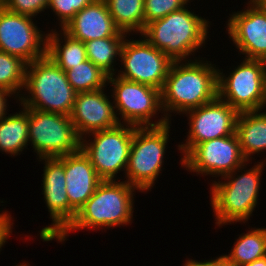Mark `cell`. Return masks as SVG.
Segmentation results:
<instances>
[{
    "label": "cell",
    "instance_id": "cell-35",
    "mask_svg": "<svg viewBox=\"0 0 266 266\" xmlns=\"http://www.w3.org/2000/svg\"><path fill=\"white\" fill-rule=\"evenodd\" d=\"M264 89H263V102H262V111L266 112V72L264 75Z\"/></svg>",
    "mask_w": 266,
    "mask_h": 266
},
{
    "label": "cell",
    "instance_id": "cell-8",
    "mask_svg": "<svg viewBox=\"0 0 266 266\" xmlns=\"http://www.w3.org/2000/svg\"><path fill=\"white\" fill-rule=\"evenodd\" d=\"M135 128L133 125L119 124L81 138L80 148L103 180H122L117 174L126 173Z\"/></svg>",
    "mask_w": 266,
    "mask_h": 266
},
{
    "label": "cell",
    "instance_id": "cell-20",
    "mask_svg": "<svg viewBox=\"0 0 266 266\" xmlns=\"http://www.w3.org/2000/svg\"><path fill=\"white\" fill-rule=\"evenodd\" d=\"M235 132L242 154L248 162H252L254 154L266 151V112L262 110L240 112Z\"/></svg>",
    "mask_w": 266,
    "mask_h": 266
},
{
    "label": "cell",
    "instance_id": "cell-10",
    "mask_svg": "<svg viewBox=\"0 0 266 266\" xmlns=\"http://www.w3.org/2000/svg\"><path fill=\"white\" fill-rule=\"evenodd\" d=\"M232 67L228 74L218 67V97L238 113L261 110L266 61L242 58L239 65Z\"/></svg>",
    "mask_w": 266,
    "mask_h": 266
},
{
    "label": "cell",
    "instance_id": "cell-38",
    "mask_svg": "<svg viewBox=\"0 0 266 266\" xmlns=\"http://www.w3.org/2000/svg\"><path fill=\"white\" fill-rule=\"evenodd\" d=\"M5 0H0V5H3Z\"/></svg>",
    "mask_w": 266,
    "mask_h": 266
},
{
    "label": "cell",
    "instance_id": "cell-11",
    "mask_svg": "<svg viewBox=\"0 0 266 266\" xmlns=\"http://www.w3.org/2000/svg\"><path fill=\"white\" fill-rule=\"evenodd\" d=\"M129 36H126L122 44L119 61L121 67L115 75L161 90L173 61L141 34L135 40Z\"/></svg>",
    "mask_w": 266,
    "mask_h": 266
},
{
    "label": "cell",
    "instance_id": "cell-1",
    "mask_svg": "<svg viewBox=\"0 0 266 266\" xmlns=\"http://www.w3.org/2000/svg\"><path fill=\"white\" fill-rule=\"evenodd\" d=\"M216 66L200 55L194 60L172 62L161 89V104L169 122L172 115L183 116L218 96Z\"/></svg>",
    "mask_w": 266,
    "mask_h": 266
},
{
    "label": "cell",
    "instance_id": "cell-23",
    "mask_svg": "<svg viewBox=\"0 0 266 266\" xmlns=\"http://www.w3.org/2000/svg\"><path fill=\"white\" fill-rule=\"evenodd\" d=\"M28 108L8 114L0 120V152L12 158L21 155L29 145Z\"/></svg>",
    "mask_w": 266,
    "mask_h": 266
},
{
    "label": "cell",
    "instance_id": "cell-14",
    "mask_svg": "<svg viewBox=\"0 0 266 266\" xmlns=\"http://www.w3.org/2000/svg\"><path fill=\"white\" fill-rule=\"evenodd\" d=\"M248 162L236 132L195 145L183 158L182 168L194 175L221 178ZM196 173V174H195Z\"/></svg>",
    "mask_w": 266,
    "mask_h": 266
},
{
    "label": "cell",
    "instance_id": "cell-7",
    "mask_svg": "<svg viewBox=\"0 0 266 266\" xmlns=\"http://www.w3.org/2000/svg\"><path fill=\"white\" fill-rule=\"evenodd\" d=\"M109 85L112 87L110 96L120 124L146 127L169 122L162 108L161 90L116 75L108 76L107 86ZM155 118L158 120L155 121Z\"/></svg>",
    "mask_w": 266,
    "mask_h": 266
},
{
    "label": "cell",
    "instance_id": "cell-3",
    "mask_svg": "<svg viewBox=\"0 0 266 266\" xmlns=\"http://www.w3.org/2000/svg\"><path fill=\"white\" fill-rule=\"evenodd\" d=\"M264 159L255 161L250 169L247 167L250 163L252 165V162H246L220 179L212 178L211 184L209 183L211 198L209 201L214 212L215 227L221 228L223 225L237 224V222L241 225L247 224L253 211L255 212L259 191L262 189L261 176L266 165Z\"/></svg>",
    "mask_w": 266,
    "mask_h": 266
},
{
    "label": "cell",
    "instance_id": "cell-32",
    "mask_svg": "<svg viewBox=\"0 0 266 266\" xmlns=\"http://www.w3.org/2000/svg\"><path fill=\"white\" fill-rule=\"evenodd\" d=\"M8 98H12L13 100H16V103H18V98L13 93L0 88V120L9 114L7 112L9 110Z\"/></svg>",
    "mask_w": 266,
    "mask_h": 266
},
{
    "label": "cell",
    "instance_id": "cell-19",
    "mask_svg": "<svg viewBox=\"0 0 266 266\" xmlns=\"http://www.w3.org/2000/svg\"><path fill=\"white\" fill-rule=\"evenodd\" d=\"M64 171L69 204L78 212L103 179L81 148L75 153L64 155Z\"/></svg>",
    "mask_w": 266,
    "mask_h": 266
},
{
    "label": "cell",
    "instance_id": "cell-9",
    "mask_svg": "<svg viewBox=\"0 0 266 266\" xmlns=\"http://www.w3.org/2000/svg\"><path fill=\"white\" fill-rule=\"evenodd\" d=\"M29 145L38 158H55L80 149L81 138L68 115L28 108Z\"/></svg>",
    "mask_w": 266,
    "mask_h": 266
},
{
    "label": "cell",
    "instance_id": "cell-12",
    "mask_svg": "<svg viewBox=\"0 0 266 266\" xmlns=\"http://www.w3.org/2000/svg\"><path fill=\"white\" fill-rule=\"evenodd\" d=\"M38 162L44 164L41 189L52 221L42 227L39 237L43 242H51L71 224L77 212L70 206L66 192L64 156L38 158Z\"/></svg>",
    "mask_w": 266,
    "mask_h": 266
},
{
    "label": "cell",
    "instance_id": "cell-29",
    "mask_svg": "<svg viewBox=\"0 0 266 266\" xmlns=\"http://www.w3.org/2000/svg\"><path fill=\"white\" fill-rule=\"evenodd\" d=\"M94 0H48L47 10L56 17L60 29H62L77 12L91 4Z\"/></svg>",
    "mask_w": 266,
    "mask_h": 266
},
{
    "label": "cell",
    "instance_id": "cell-25",
    "mask_svg": "<svg viewBox=\"0 0 266 266\" xmlns=\"http://www.w3.org/2000/svg\"><path fill=\"white\" fill-rule=\"evenodd\" d=\"M125 38L106 37L85 42L87 59L108 76L115 75L118 70L115 65H117V61H120L121 48Z\"/></svg>",
    "mask_w": 266,
    "mask_h": 266
},
{
    "label": "cell",
    "instance_id": "cell-16",
    "mask_svg": "<svg viewBox=\"0 0 266 266\" xmlns=\"http://www.w3.org/2000/svg\"><path fill=\"white\" fill-rule=\"evenodd\" d=\"M227 16L226 34L244 59L266 61V14L253 1Z\"/></svg>",
    "mask_w": 266,
    "mask_h": 266
},
{
    "label": "cell",
    "instance_id": "cell-6",
    "mask_svg": "<svg viewBox=\"0 0 266 266\" xmlns=\"http://www.w3.org/2000/svg\"><path fill=\"white\" fill-rule=\"evenodd\" d=\"M171 122L160 126L136 127L130 146L126 182L141 193H148L162 174L168 142H170ZM166 151V152H165ZM165 159V160H164Z\"/></svg>",
    "mask_w": 266,
    "mask_h": 266
},
{
    "label": "cell",
    "instance_id": "cell-37",
    "mask_svg": "<svg viewBox=\"0 0 266 266\" xmlns=\"http://www.w3.org/2000/svg\"><path fill=\"white\" fill-rule=\"evenodd\" d=\"M15 266H31L28 262L26 263L25 261L24 262H20V263H18L17 265H15Z\"/></svg>",
    "mask_w": 266,
    "mask_h": 266
},
{
    "label": "cell",
    "instance_id": "cell-18",
    "mask_svg": "<svg viewBox=\"0 0 266 266\" xmlns=\"http://www.w3.org/2000/svg\"><path fill=\"white\" fill-rule=\"evenodd\" d=\"M62 29L83 43L106 37L128 36L116 26L104 0H94L77 12Z\"/></svg>",
    "mask_w": 266,
    "mask_h": 266
},
{
    "label": "cell",
    "instance_id": "cell-31",
    "mask_svg": "<svg viewBox=\"0 0 266 266\" xmlns=\"http://www.w3.org/2000/svg\"><path fill=\"white\" fill-rule=\"evenodd\" d=\"M2 211V212H1ZM0 212V252L5 246V244L8 242L7 240L12 236L13 232V222L15 220H12L14 217H12L9 211L7 210H1ZM9 212V214H8ZM13 221V222H12ZM11 235V236H10Z\"/></svg>",
    "mask_w": 266,
    "mask_h": 266
},
{
    "label": "cell",
    "instance_id": "cell-21",
    "mask_svg": "<svg viewBox=\"0 0 266 266\" xmlns=\"http://www.w3.org/2000/svg\"><path fill=\"white\" fill-rule=\"evenodd\" d=\"M241 233L228 254L219 257L222 266H243L266 256V227H251Z\"/></svg>",
    "mask_w": 266,
    "mask_h": 266
},
{
    "label": "cell",
    "instance_id": "cell-5",
    "mask_svg": "<svg viewBox=\"0 0 266 266\" xmlns=\"http://www.w3.org/2000/svg\"><path fill=\"white\" fill-rule=\"evenodd\" d=\"M76 94L65 71L45 55L27 64L24 89L18 105L70 116Z\"/></svg>",
    "mask_w": 266,
    "mask_h": 266
},
{
    "label": "cell",
    "instance_id": "cell-28",
    "mask_svg": "<svg viewBox=\"0 0 266 266\" xmlns=\"http://www.w3.org/2000/svg\"><path fill=\"white\" fill-rule=\"evenodd\" d=\"M191 0H144L145 26L149 22L163 18L185 6H191Z\"/></svg>",
    "mask_w": 266,
    "mask_h": 266
},
{
    "label": "cell",
    "instance_id": "cell-22",
    "mask_svg": "<svg viewBox=\"0 0 266 266\" xmlns=\"http://www.w3.org/2000/svg\"><path fill=\"white\" fill-rule=\"evenodd\" d=\"M47 56L64 71L87 60L82 41L74 39L63 29L53 27L47 33Z\"/></svg>",
    "mask_w": 266,
    "mask_h": 266
},
{
    "label": "cell",
    "instance_id": "cell-4",
    "mask_svg": "<svg viewBox=\"0 0 266 266\" xmlns=\"http://www.w3.org/2000/svg\"><path fill=\"white\" fill-rule=\"evenodd\" d=\"M189 8L187 5L149 22L141 33L152 46L161 50L173 62L197 59L194 57L196 52L201 51L202 47L206 48V41L210 39L209 19Z\"/></svg>",
    "mask_w": 266,
    "mask_h": 266
},
{
    "label": "cell",
    "instance_id": "cell-33",
    "mask_svg": "<svg viewBox=\"0 0 266 266\" xmlns=\"http://www.w3.org/2000/svg\"><path fill=\"white\" fill-rule=\"evenodd\" d=\"M182 266H221L219 257H213V259H208L204 261H198L191 258L185 259V262L182 264Z\"/></svg>",
    "mask_w": 266,
    "mask_h": 266
},
{
    "label": "cell",
    "instance_id": "cell-24",
    "mask_svg": "<svg viewBox=\"0 0 266 266\" xmlns=\"http://www.w3.org/2000/svg\"><path fill=\"white\" fill-rule=\"evenodd\" d=\"M116 26L128 35L141 34L145 28L144 0H104Z\"/></svg>",
    "mask_w": 266,
    "mask_h": 266
},
{
    "label": "cell",
    "instance_id": "cell-30",
    "mask_svg": "<svg viewBox=\"0 0 266 266\" xmlns=\"http://www.w3.org/2000/svg\"><path fill=\"white\" fill-rule=\"evenodd\" d=\"M2 6L14 13L36 19L38 14L47 10L48 0H5Z\"/></svg>",
    "mask_w": 266,
    "mask_h": 266
},
{
    "label": "cell",
    "instance_id": "cell-2",
    "mask_svg": "<svg viewBox=\"0 0 266 266\" xmlns=\"http://www.w3.org/2000/svg\"><path fill=\"white\" fill-rule=\"evenodd\" d=\"M141 192L135 186L120 180H103L94 194L78 210L71 224L55 239L66 242L71 232L78 230L106 229L131 225L134 213L135 194ZM66 240V241H65Z\"/></svg>",
    "mask_w": 266,
    "mask_h": 266
},
{
    "label": "cell",
    "instance_id": "cell-17",
    "mask_svg": "<svg viewBox=\"0 0 266 266\" xmlns=\"http://www.w3.org/2000/svg\"><path fill=\"white\" fill-rule=\"evenodd\" d=\"M107 86L91 92L76 94L70 118L80 138L100 130L111 129L120 124L112 97L105 93Z\"/></svg>",
    "mask_w": 266,
    "mask_h": 266
},
{
    "label": "cell",
    "instance_id": "cell-34",
    "mask_svg": "<svg viewBox=\"0 0 266 266\" xmlns=\"http://www.w3.org/2000/svg\"><path fill=\"white\" fill-rule=\"evenodd\" d=\"M243 266H266V256L254 260L253 262L245 264Z\"/></svg>",
    "mask_w": 266,
    "mask_h": 266
},
{
    "label": "cell",
    "instance_id": "cell-27",
    "mask_svg": "<svg viewBox=\"0 0 266 266\" xmlns=\"http://www.w3.org/2000/svg\"><path fill=\"white\" fill-rule=\"evenodd\" d=\"M27 63L0 51V88L13 93L18 99L25 84Z\"/></svg>",
    "mask_w": 266,
    "mask_h": 266
},
{
    "label": "cell",
    "instance_id": "cell-15",
    "mask_svg": "<svg viewBox=\"0 0 266 266\" xmlns=\"http://www.w3.org/2000/svg\"><path fill=\"white\" fill-rule=\"evenodd\" d=\"M35 20L0 5V51L21 58L27 64L47 55L48 32L40 30Z\"/></svg>",
    "mask_w": 266,
    "mask_h": 266
},
{
    "label": "cell",
    "instance_id": "cell-36",
    "mask_svg": "<svg viewBox=\"0 0 266 266\" xmlns=\"http://www.w3.org/2000/svg\"><path fill=\"white\" fill-rule=\"evenodd\" d=\"M266 14V0H253Z\"/></svg>",
    "mask_w": 266,
    "mask_h": 266
},
{
    "label": "cell",
    "instance_id": "cell-13",
    "mask_svg": "<svg viewBox=\"0 0 266 266\" xmlns=\"http://www.w3.org/2000/svg\"><path fill=\"white\" fill-rule=\"evenodd\" d=\"M238 112L218 96L209 103L185 112L189 129L187 139L175 145L182 158L197 144L207 140L230 136L236 131Z\"/></svg>",
    "mask_w": 266,
    "mask_h": 266
},
{
    "label": "cell",
    "instance_id": "cell-26",
    "mask_svg": "<svg viewBox=\"0 0 266 266\" xmlns=\"http://www.w3.org/2000/svg\"><path fill=\"white\" fill-rule=\"evenodd\" d=\"M65 73L77 93L96 91L107 86L108 75L88 59Z\"/></svg>",
    "mask_w": 266,
    "mask_h": 266
}]
</instances>
